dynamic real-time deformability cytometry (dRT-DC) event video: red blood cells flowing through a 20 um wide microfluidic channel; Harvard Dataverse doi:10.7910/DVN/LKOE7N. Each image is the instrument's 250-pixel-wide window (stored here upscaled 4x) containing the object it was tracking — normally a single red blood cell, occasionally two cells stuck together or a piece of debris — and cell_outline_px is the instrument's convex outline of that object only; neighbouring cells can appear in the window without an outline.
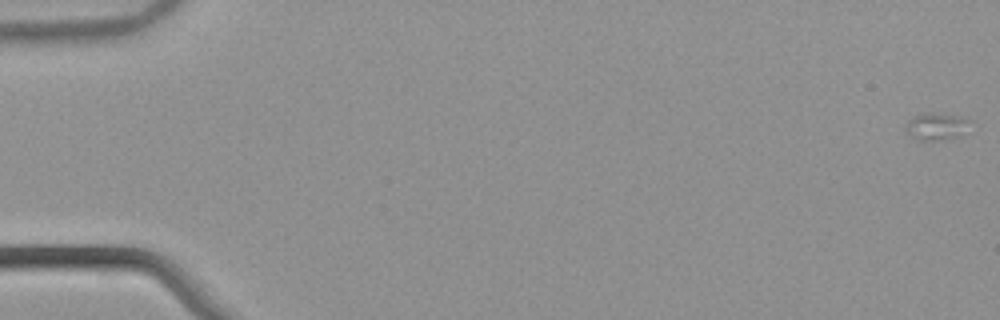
{"species": "common noctule bat (a hibernating species)", "species_latin": "Nyctalus noctula", "temperature_condition": "warm", "stored_images_in_passage": 38, "camera_frame_rate_fps": 3000, "um_per_image_px": 0.085, "animal": {"sex": "male", "body_mass_g": 21.5, "forearm_length_mm": 52.0}, "frame": {"image": 1, "passage_image": 1, "time_ms": 0.0, "image_size_px": [1000, 320], "cell_outline_px": [[972, 120], [960, 136], [944, 140], [912, 140], [904, 128], [908, 120], [916, 116], [932, 112]], "centroid_in_image_um": [79.53, 10.78], "position_along_channel_um": 5.5, "area_um2": 10.06}}